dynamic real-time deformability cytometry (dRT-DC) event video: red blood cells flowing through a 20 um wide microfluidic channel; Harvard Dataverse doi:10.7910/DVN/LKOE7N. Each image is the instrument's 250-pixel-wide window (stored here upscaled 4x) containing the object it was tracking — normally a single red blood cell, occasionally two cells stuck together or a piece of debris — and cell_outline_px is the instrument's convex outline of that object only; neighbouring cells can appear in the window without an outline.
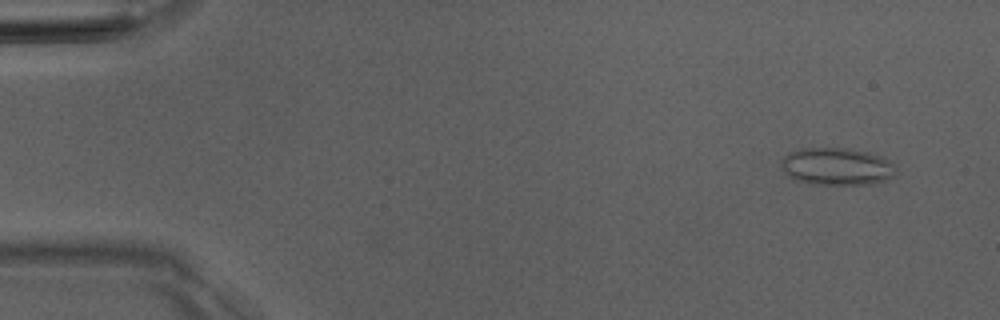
{"species": "Egyptian fruit bat (a non-hibernating species)", "species_latin": "Rousettus aegyptiacus", "temperature_condition": "room temperature", "stored_images_in_passage": 4, "camera_frame_rate_fps": 3000, "um_per_image_px": 0.085, "animal": {"sex": "male"}, "frame": {"image": 1, "passage_image": 1, "time_ms": 0.0, "image_size_px": [1000, 320], "cell_outline_px": [[896, 172], [888, 180], [876, 184], [808, 184], [788, 176], [784, 172], [780, 164], [784, 156], [788, 152], [800, 148], [848, 148], [868, 152], [880, 156], [888, 160], [892, 164]], "centroid_in_image_um": [71.11, 14.15], "position_along_channel_um": 13.9, "area_um2": 25.14}}
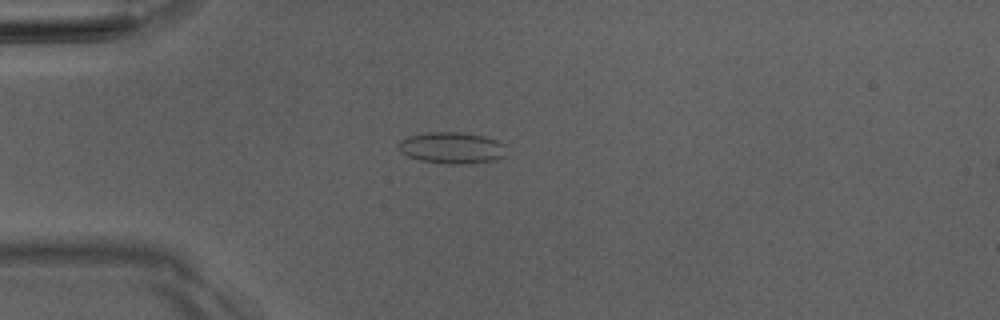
{"frame": {"image": 2, "passage_image": 4, "time_ms": 3.333, "image_size_px": [1000, 320], "cell_outline_px": [[504, 156], [492, 160], [468, 164], [452, 164], [420, 160], [408, 156], [400, 152], [396, 148], [396, 144], [400, 140], [408, 136], [428, 132], [456, 132], [484, 136], [496, 140], [504, 144]], "centroid_in_image_um": [38.34, 12.56], "position_along_channel_um": 46.7, "area_um2": 19.71}}